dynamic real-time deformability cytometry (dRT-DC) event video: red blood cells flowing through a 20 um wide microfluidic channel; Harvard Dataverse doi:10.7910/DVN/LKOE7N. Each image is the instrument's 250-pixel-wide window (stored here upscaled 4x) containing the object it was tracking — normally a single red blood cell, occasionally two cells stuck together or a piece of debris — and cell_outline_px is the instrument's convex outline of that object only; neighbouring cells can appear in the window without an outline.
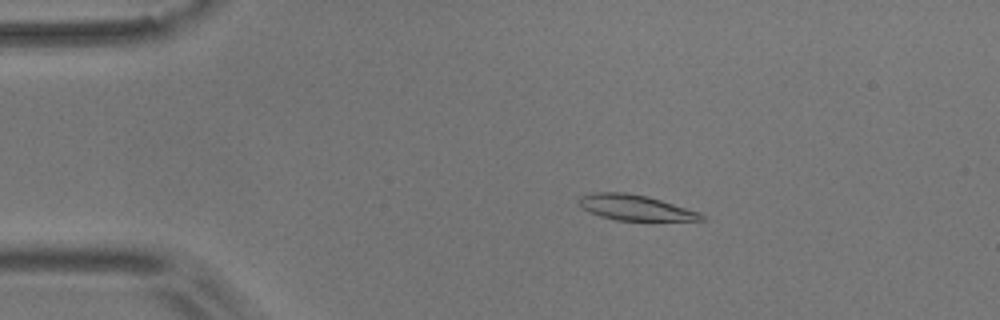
{"species": "common noctule bat (a hibernating species)", "species_latin": "Nyctalus noctula", "temperature_condition": "room temperature", "stored_images_in_passage": 55, "camera_frame_rate_fps": 3000, "um_per_image_px": 0.085, "animal": {"sex": "male", "body_mass_g": 17.9}, "frame": {"image": 1, "passage_image": 10, "time_ms": 3.0, "image_size_px": [1000, 320], "cell_outline_px": [[704, 220], [616, 220], [600, 216], [584, 208], [576, 200], [580, 196], [592, 192], [624, 192], [648, 196], [700, 212], [704, 216]], "centroid_in_image_um": [53.98, 17.63], "position_along_channel_um": 31.0, "area_um2": 17.98}}
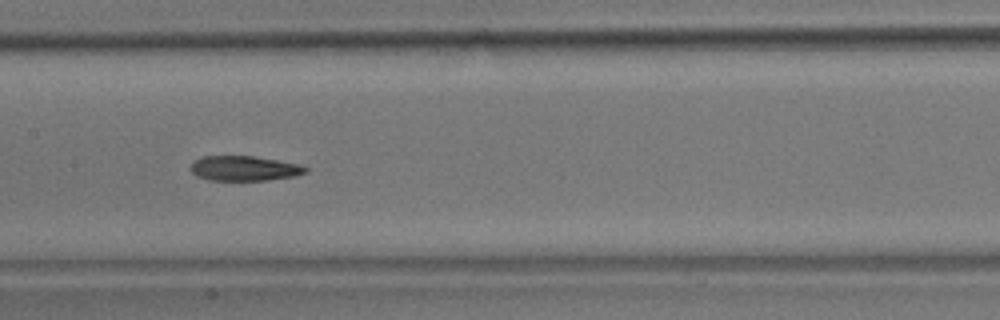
{"frame": {"image": 2, "passage_image": 27, "time_ms": 8.667, "image_size_px": [1000, 320], "cell_outline_px": [[308, 172], [296, 176], [268, 180], [208, 180], [196, 176], [188, 168], [192, 160], [204, 156], [256, 156], [300, 164], [308, 168]], "centroid_in_image_um": [20.74, 14.31], "position_along_channel_um": 186.7, "area_um2": 16.99}}
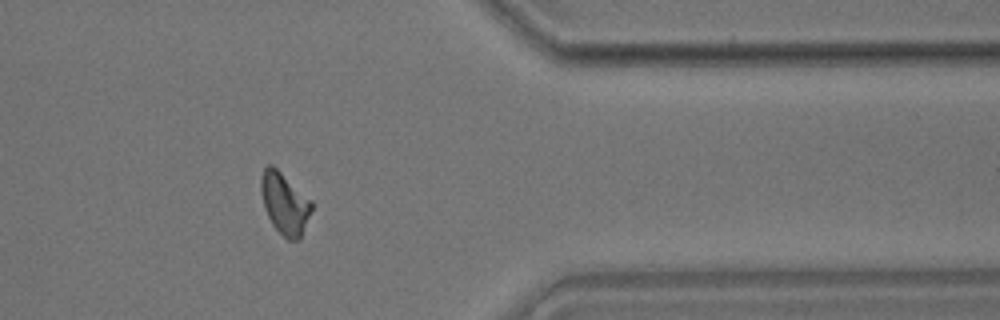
{"frame": {"image": 3, "passage_image": 45, "time_ms": 14.667, "image_size_px": [1000, 320], "cell_outline_px": [[312, 208], [300, 240], [288, 240], [272, 224], [264, 208], [260, 192], [260, 176], [264, 168], [268, 164], [272, 164], [312, 200]], "centroid_in_image_um": [24.18, 17.27], "position_along_channel_um": 387.2, "area_um2": 18.21}, "authors_computed_cell_mechanics": {"area_um2": 17.918, "velocity_mm_per_s": 3.6246, "shape_relaxation_time_tau1_ms": 4.7596, "shape_relaxation_time_tau2_ms": 3.9186, "deformation_change_tau1": 0.1516, "deformation_change_tau2": 0.0892}}